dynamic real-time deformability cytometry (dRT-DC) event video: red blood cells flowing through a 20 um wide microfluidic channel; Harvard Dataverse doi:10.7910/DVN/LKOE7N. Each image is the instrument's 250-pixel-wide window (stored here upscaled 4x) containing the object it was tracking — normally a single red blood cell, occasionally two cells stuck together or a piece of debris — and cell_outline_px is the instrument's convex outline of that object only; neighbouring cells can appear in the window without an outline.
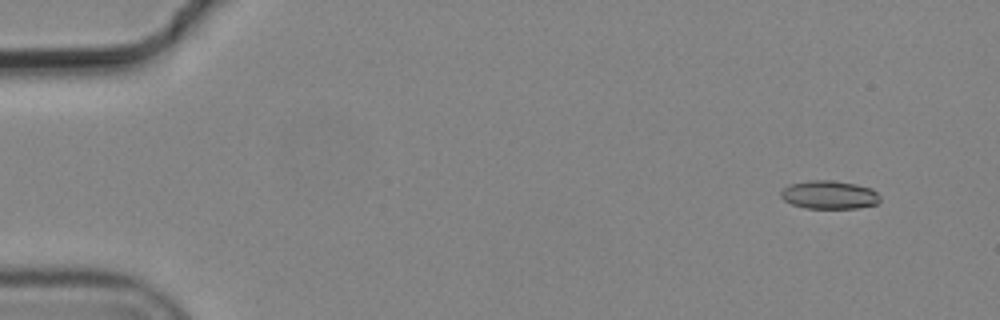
{"species": "common noctule bat (a hibernating species)", "species_latin": "Nyctalus noctula", "temperature_condition": "cold", "stored_images_in_passage": 6, "camera_frame_rate_fps": 3000, "um_per_image_px": 0.085, "animal": {"sex": "male", "body_mass_g": 19.2, "forearm_length_mm": 51.8}, "frame": {"image": 1, "passage_image": 2, "time_ms": 0.333, "image_size_px": [1000, 320], "cell_outline_px": [[880, 200], [876, 204], [856, 208], [804, 208], [792, 204], [784, 200], [780, 196], [780, 192], [788, 184], [808, 180], [832, 180], [856, 184], [872, 188], [880, 196]], "centroid_in_image_um": [70.47, 16.55], "position_along_channel_um": 14.5, "area_um2": 16.47}}
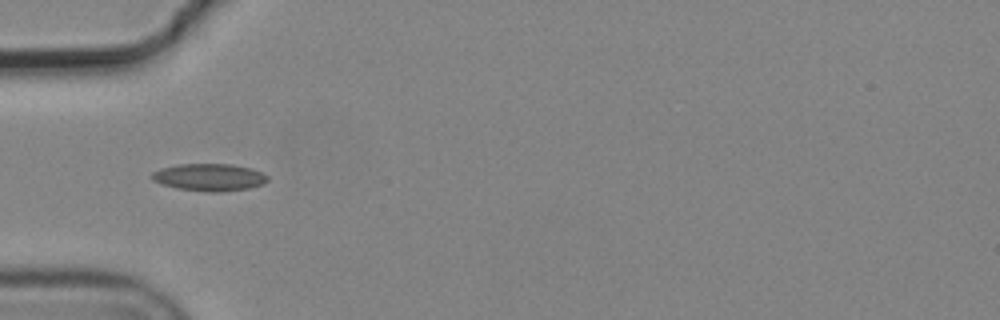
{"frame": {"image": 2, "passage_image": 6, "time_ms": 1.667, "image_size_px": [1000, 320], "cell_outline_px": [[268, 180], [264, 184], [248, 188], [220, 192], [212, 192], [176, 188], [152, 180], [152, 172], [160, 168], [180, 164], [232, 164], [252, 168], [268, 176]], "centroid_in_image_um": [17.81, 15.06], "position_along_channel_um": 67.2, "area_um2": 18.32}}